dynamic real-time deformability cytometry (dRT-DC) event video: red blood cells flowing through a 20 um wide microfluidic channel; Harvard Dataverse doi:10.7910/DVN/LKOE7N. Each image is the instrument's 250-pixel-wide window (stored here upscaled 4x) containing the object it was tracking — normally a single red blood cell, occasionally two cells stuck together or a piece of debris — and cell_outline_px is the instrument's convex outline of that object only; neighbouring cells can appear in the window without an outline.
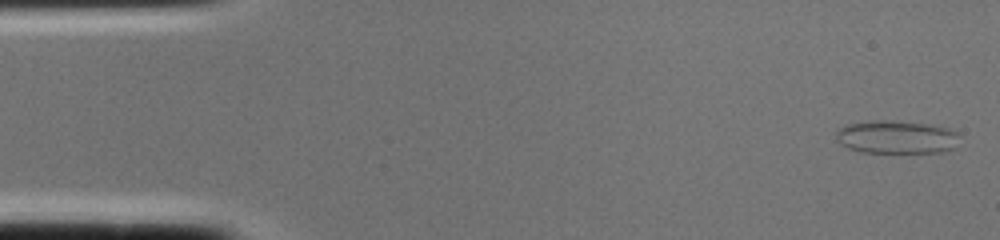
{"species": "common noctule bat (a hibernating species)", "species_latin": "Nyctalus noctula", "temperature_condition": "cold", "stored_images_in_passage": 3, "camera_frame_rate_fps": 3000, "um_per_image_px": 0.085, "animal": {"sex": "female", "body_mass_g": 22.0, "forearm_length_mm": 56.7}, "frame": {"image": 1, "passage_image": 1, "time_ms": 0.0, "image_size_px": [1000, 240], "cell_outline_px": [[960, 136], [956, 148], [944, 152], [860, 152], [848, 148], [840, 144], [836, 140], [836, 132], [840, 128], [848, 124], [872, 120], [892, 120], [924, 124], [948, 128], [956, 132]], "centroid_in_image_um": [76.2, 11.66], "position_along_channel_um": 8.8, "area_um2": 23.93}}
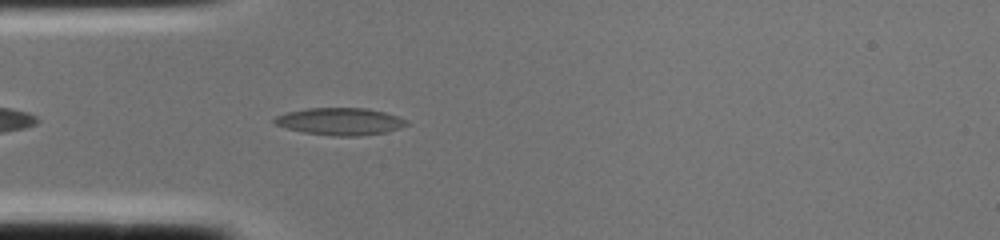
{"frame": {"image": 2, "passage_image": 3, "time_ms": 0.667, "image_size_px": [1000, 240], "cell_outline_px": [[412, 124], [400, 128], [384, 132], [356, 136], [332, 136], [304, 132], [288, 128], [276, 124], [272, 120], [276, 116], [288, 112], [304, 108], [368, 108], [384, 112], [408, 120]], "centroid_in_image_um": [28.94, 10.32], "position_along_channel_um": 56.1, "area_um2": 20.92}}